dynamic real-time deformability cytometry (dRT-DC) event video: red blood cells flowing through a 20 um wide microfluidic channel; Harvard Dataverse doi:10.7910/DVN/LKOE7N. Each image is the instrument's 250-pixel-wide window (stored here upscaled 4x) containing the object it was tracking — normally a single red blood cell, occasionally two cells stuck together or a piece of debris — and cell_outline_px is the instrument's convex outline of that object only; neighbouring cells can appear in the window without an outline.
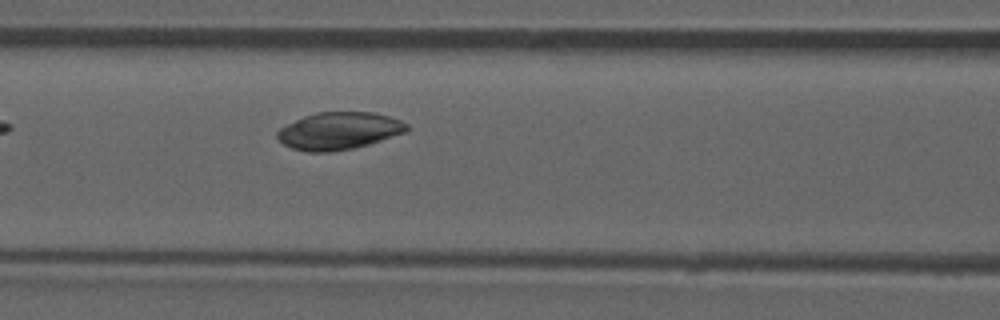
{"species": "common noctule bat (a hibernating species)", "species_latin": "Nyctalus noctula", "temperature_condition": "room temperature", "stored_images_in_passage": 5, "camera_frame_rate_fps": 3000, "um_per_image_px": 0.085, "animal": {"sex": "male", "forearm_length_mm": 52.5}, "frame": {"image": 1, "passage_image": 5, "time_ms": 5.333, "image_size_px": [1000, 320], "cell_outline_px": [[408, 128], [404, 132], [368, 144], [352, 148], [332, 152], [308, 152], [292, 148], [284, 144], [276, 136], [276, 132], [280, 128], [304, 116], [316, 112], [376, 112], [400, 120], [408, 124]], "centroid_in_image_um": [28.79, 11.12], "position_along_channel_um": 137.8, "area_um2": 27.92}}